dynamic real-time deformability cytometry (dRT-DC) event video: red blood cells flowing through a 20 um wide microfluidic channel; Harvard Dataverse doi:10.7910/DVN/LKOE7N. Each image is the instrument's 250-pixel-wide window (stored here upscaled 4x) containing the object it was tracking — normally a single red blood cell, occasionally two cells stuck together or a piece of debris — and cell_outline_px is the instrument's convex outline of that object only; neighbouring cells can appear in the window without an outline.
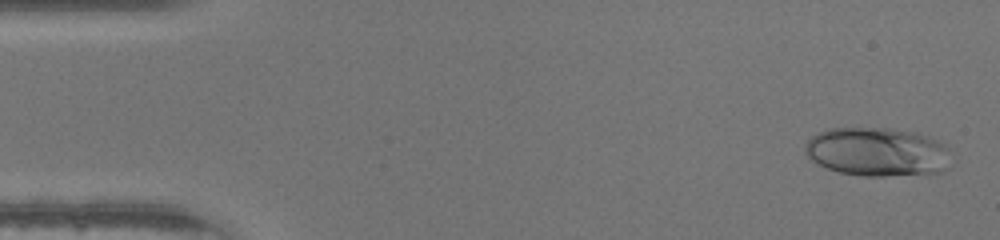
{"species": "human", "species_latin": "Homo sapiens", "temperature_condition": "warm", "stored_images_in_passage": 46, "camera_frame_rate_fps": 3000, "um_per_image_px": 0.085, "donor": {"sex": "male"}, "frame": {"image": 1, "passage_image": 2, "time_ms": 0.333, "image_size_px": [1000, 240], "cell_outline_px": [[948, 148], [944, 168], [940, 172], [884, 176], [860, 176], [840, 172], [828, 168], [812, 160], [804, 152], [804, 148], [808, 140], [812, 136], [828, 128], [888, 128], [916, 132], [940, 140]], "centroid_in_image_um": [74.53, 12.89], "position_along_channel_um": 10.5, "area_um2": 41.15}}
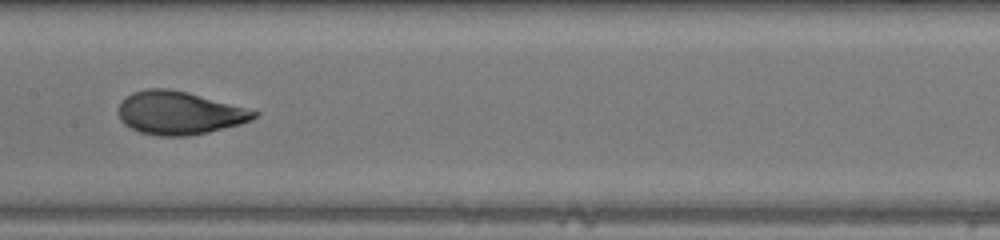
{"frame": {"image": 2, "passage_image": 23, "time_ms": 7.333, "image_size_px": [1000, 240], "cell_outline_px": [[260, 112], [252, 120], [240, 124], [208, 132], [184, 136], [160, 136], [140, 132], [124, 124], [120, 120], [120, 100], [132, 92], [144, 88], [168, 88], [188, 92]], "centroid_in_image_um": [15.21, 9.59], "position_along_channel_um": 192.2, "area_um2": 33.93}}
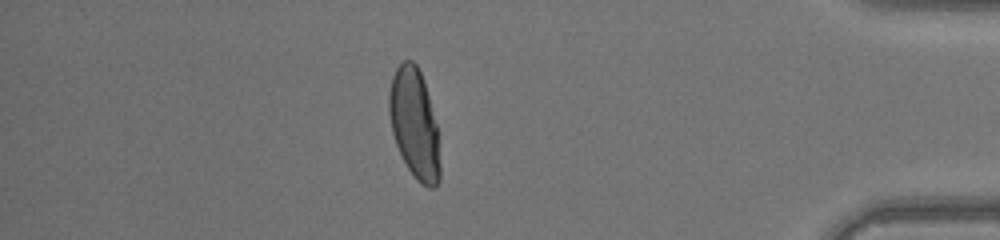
{"frame": {"image": 3, "passage_image": 40, "time_ms": 13.0, "image_size_px": [1000, 240], "cell_outline_px": [[440, 180], [432, 188], [428, 188], [420, 184], [416, 180], [408, 168], [396, 144], [392, 132], [388, 112], [388, 92], [392, 76], [396, 68], [404, 60], [412, 60], [416, 64], [424, 80], [436, 124], [440, 164]], "centroid_in_image_um": [35.21, 10.52], "position_along_channel_um": 400.0, "area_um2": 32.54}}